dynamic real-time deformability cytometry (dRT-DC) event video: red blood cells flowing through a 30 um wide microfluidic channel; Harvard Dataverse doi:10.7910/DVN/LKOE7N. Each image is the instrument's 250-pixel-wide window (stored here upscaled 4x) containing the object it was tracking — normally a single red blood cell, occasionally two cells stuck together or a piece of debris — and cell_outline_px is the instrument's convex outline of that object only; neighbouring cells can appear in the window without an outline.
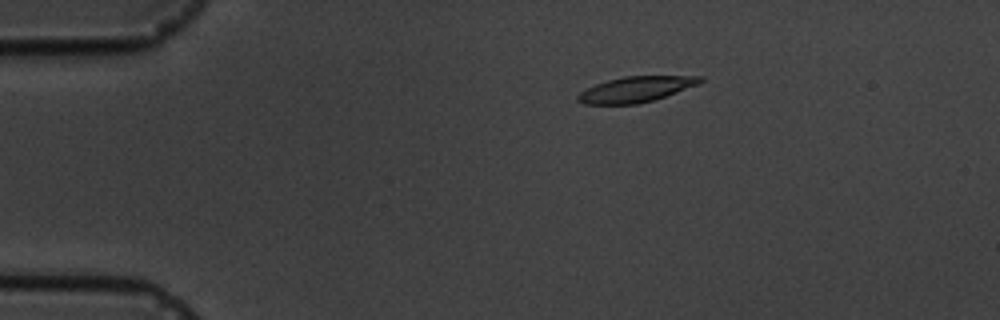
{"species": "common noctule bat (a hibernating species)", "species_latin": "Nyctalus noctula", "temperature_condition": "cold", "stored_images_in_passage": 4, "camera_frame_rate_fps": 3000, "um_per_image_px": 0.085, "animal": {"sex": "male", "body_mass_g": 19.5, "forearm_length_mm": 54.6}, "frame": {"image": 1, "passage_image": 1, "time_ms": 0.0, "image_size_px": [1000, 320], "cell_outline_px": [[704, 80], [700, 84], [652, 100], [636, 104], [584, 104], [576, 100], [576, 96], [580, 92], [596, 84], [608, 80], [624, 76], [704, 76]], "centroid_in_image_um": [54.05, 7.58], "position_along_channel_um": 30.9, "area_um2": 18.09}}
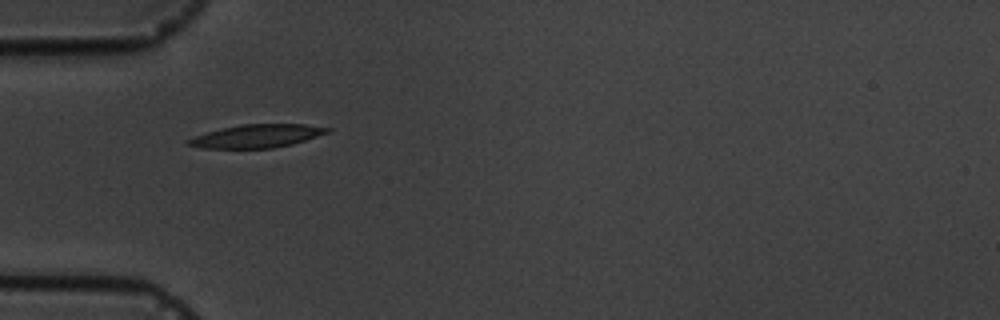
{"frame": {"image": 2, "passage_image": 3, "time_ms": 2.333, "image_size_px": [1000, 320], "cell_outline_px": [[332, 132], [292, 144], [272, 148], [204, 148], [188, 144], [184, 140], [192, 136], [220, 128], [240, 124], [304, 124], [332, 128]], "centroid_in_image_um": [21.84, 11.55], "position_along_channel_um": 63.2, "area_um2": 18.96}}
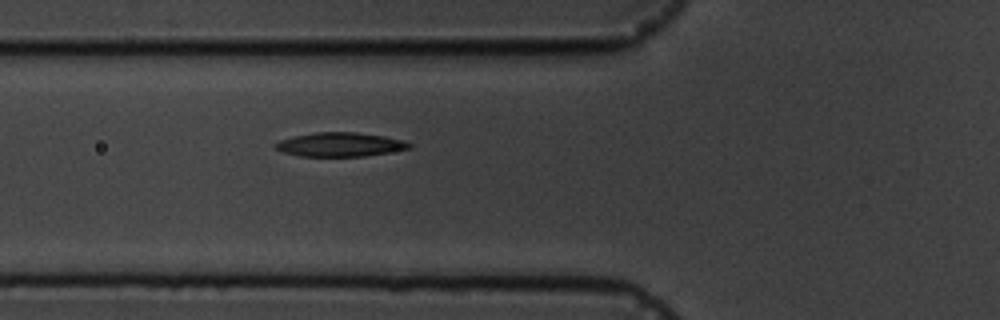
{"frame": {"image": 3, "passage_image": 4, "time_ms": 3.333, "image_size_px": [1000, 320], "cell_outline_px": [[412, 148], [364, 156], [300, 156], [284, 152], [276, 148], [272, 144], [280, 140], [292, 136], [316, 132], [356, 132], [384, 136], [400, 140], [412, 144]], "centroid_in_image_um": [28.87, 12.28], "position_along_channel_um": 96.9, "area_um2": 18.61}}